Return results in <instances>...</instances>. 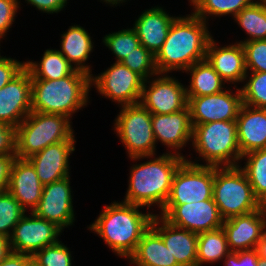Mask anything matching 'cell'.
Returning a JSON list of instances; mask_svg holds the SVG:
<instances>
[{
    "label": "cell",
    "instance_id": "40",
    "mask_svg": "<svg viewBox=\"0 0 266 266\" xmlns=\"http://www.w3.org/2000/svg\"><path fill=\"white\" fill-rule=\"evenodd\" d=\"M260 257L256 249L239 252H229L225 259V266H258Z\"/></svg>",
    "mask_w": 266,
    "mask_h": 266
},
{
    "label": "cell",
    "instance_id": "6",
    "mask_svg": "<svg viewBox=\"0 0 266 266\" xmlns=\"http://www.w3.org/2000/svg\"><path fill=\"white\" fill-rule=\"evenodd\" d=\"M192 146L206 166H238L242 158L237 140V123L214 121L192 125Z\"/></svg>",
    "mask_w": 266,
    "mask_h": 266
},
{
    "label": "cell",
    "instance_id": "20",
    "mask_svg": "<svg viewBox=\"0 0 266 266\" xmlns=\"http://www.w3.org/2000/svg\"><path fill=\"white\" fill-rule=\"evenodd\" d=\"M151 227L180 266H197L198 234L170 224L159 214L153 217Z\"/></svg>",
    "mask_w": 266,
    "mask_h": 266
},
{
    "label": "cell",
    "instance_id": "26",
    "mask_svg": "<svg viewBox=\"0 0 266 266\" xmlns=\"http://www.w3.org/2000/svg\"><path fill=\"white\" fill-rule=\"evenodd\" d=\"M61 38V50L58 51L75 69L92 76L90 66L88 64L85 65L94 47L89 33L83 27L73 25L66 33H63Z\"/></svg>",
    "mask_w": 266,
    "mask_h": 266
},
{
    "label": "cell",
    "instance_id": "9",
    "mask_svg": "<svg viewBox=\"0 0 266 266\" xmlns=\"http://www.w3.org/2000/svg\"><path fill=\"white\" fill-rule=\"evenodd\" d=\"M214 166L185 160L176 171L165 205L200 202L213 197Z\"/></svg>",
    "mask_w": 266,
    "mask_h": 266
},
{
    "label": "cell",
    "instance_id": "17",
    "mask_svg": "<svg viewBox=\"0 0 266 266\" xmlns=\"http://www.w3.org/2000/svg\"><path fill=\"white\" fill-rule=\"evenodd\" d=\"M230 252L256 249L266 232V210L264 205L251 213L234 216L223 221Z\"/></svg>",
    "mask_w": 266,
    "mask_h": 266
},
{
    "label": "cell",
    "instance_id": "46",
    "mask_svg": "<svg viewBox=\"0 0 266 266\" xmlns=\"http://www.w3.org/2000/svg\"><path fill=\"white\" fill-rule=\"evenodd\" d=\"M12 253L9 238L0 233V262Z\"/></svg>",
    "mask_w": 266,
    "mask_h": 266
},
{
    "label": "cell",
    "instance_id": "25",
    "mask_svg": "<svg viewBox=\"0 0 266 266\" xmlns=\"http://www.w3.org/2000/svg\"><path fill=\"white\" fill-rule=\"evenodd\" d=\"M128 260L134 266H180L152 227L143 234L136 251Z\"/></svg>",
    "mask_w": 266,
    "mask_h": 266
},
{
    "label": "cell",
    "instance_id": "4",
    "mask_svg": "<svg viewBox=\"0 0 266 266\" xmlns=\"http://www.w3.org/2000/svg\"><path fill=\"white\" fill-rule=\"evenodd\" d=\"M31 111L61 114L71 118L87 106L91 76L75 69L70 75L55 80L31 79Z\"/></svg>",
    "mask_w": 266,
    "mask_h": 266
},
{
    "label": "cell",
    "instance_id": "19",
    "mask_svg": "<svg viewBox=\"0 0 266 266\" xmlns=\"http://www.w3.org/2000/svg\"><path fill=\"white\" fill-rule=\"evenodd\" d=\"M75 142V140H64L49 145L28 158L43 185L70 176L69 156L75 151Z\"/></svg>",
    "mask_w": 266,
    "mask_h": 266
},
{
    "label": "cell",
    "instance_id": "50",
    "mask_svg": "<svg viewBox=\"0 0 266 266\" xmlns=\"http://www.w3.org/2000/svg\"><path fill=\"white\" fill-rule=\"evenodd\" d=\"M258 266H266V260L260 258L258 261Z\"/></svg>",
    "mask_w": 266,
    "mask_h": 266
},
{
    "label": "cell",
    "instance_id": "37",
    "mask_svg": "<svg viewBox=\"0 0 266 266\" xmlns=\"http://www.w3.org/2000/svg\"><path fill=\"white\" fill-rule=\"evenodd\" d=\"M69 248L61 241L46 246L32 256L38 266H72V258Z\"/></svg>",
    "mask_w": 266,
    "mask_h": 266
},
{
    "label": "cell",
    "instance_id": "38",
    "mask_svg": "<svg viewBox=\"0 0 266 266\" xmlns=\"http://www.w3.org/2000/svg\"><path fill=\"white\" fill-rule=\"evenodd\" d=\"M245 52L246 71L266 72V40L240 41Z\"/></svg>",
    "mask_w": 266,
    "mask_h": 266
},
{
    "label": "cell",
    "instance_id": "42",
    "mask_svg": "<svg viewBox=\"0 0 266 266\" xmlns=\"http://www.w3.org/2000/svg\"><path fill=\"white\" fill-rule=\"evenodd\" d=\"M15 153V128L0 121V155Z\"/></svg>",
    "mask_w": 266,
    "mask_h": 266
},
{
    "label": "cell",
    "instance_id": "5",
    "mask_svg": "<svg viewBox=\"0 0 266 266\" xmlns=\"http://www.w3.org/2000/svg\"><path fill=\"white\" fill-rule=\"evenodd\" d=\"M64 140H75L70 118L32 111L15 129V153L17 158L28 159Z\"/></svg>",
    "mask_w": 266,
    "mask_h": 266
},
{
    "label": "cell",
    "instance_id": "48",
    "mask_svg": "<svg viewBox=\"0 0 266 266\" xmlns=\"http://www.w3.org/2000/svg\"><path fill=\"white\" fill-rule=\"evenodd\" d=\"M103 2H105L106 4H110L111 6L112 5H117L119 3H122V2H126L127 0H101Z\"/></svg>",
    "mask_w": 266,
    "mask_h": 266
},
{
    "label": "cell",
    "instance_id": "16",
    "mask_svg": "<svg viewBox=\"0 0 266 266\" xmlns=\"http://www.w3.org/2000/svg\"><path fill=\"white\" fill-rule=\"evenodd\" d=\"M32 83L24 68L16 77L0 88V121L15 129L31 111Z\"/></svg>",
    "mask_w": 266,
    "mask_h": 266
},
{
    "label": "cell",
    "instance_id": "24",
    "mask_svg": "<svg viewBox=\"0 0 266 266\" xmlns=\"http://www.w3.org/2000/svg\"><path fill=\"white\" fill-rule=\"evenodd\" d=\"M175 18L157 6L142 12L133 25L140 44L155 56L165 42Z\"/></svg>",
    "mask_w": 266,
    "mask_h": 266
},
{
    "label": "cell",
    "instance_id": "21",
    "mask_svg": "<svg viewBox=\"0 0 266 266\" xmlns=\"http://www.w3.org/2000/svg\"><path fill=\"white\" fill-rule=\"evenodd\" d=\"M217 45L212 37L207 46L206 60L226 83L244 82L247 71L242 43Z\"/></svg>",
    "mask_w": 266,
    "mask_h": 266
},
{
    "label": "cell",
    "instance_id": "7",
    "mask_svg": "<svg viewBox=\"0 0 266 266\" xmlns=\"http://www.w3.org/2000/svg\"><path fill=\"white\" fill-rule=\"evenodd\" d=\"M240 166H214L212 198L224 220L251 213L263 206Z\"/></svg>",
    "mask_w": 266,
    "mask_h": 266
},
{
    "label": "cell",
    "instance_id": "44",
    "mask_svg": "<svg viewBox=\"0 0 266 266\" xmlns=\"http://www.w3.org/2000/svg\"><path fill=\"white\" fill-rule=\"evenodd\" d=\"M44 13H58L66 6L67 0H25Z\"/></svg>",
    "mask_w": 266,
    "mask_h": 266
},
{
    "label": "cell",
    "instance_id": "35",
    "mask_svg": "<svg viewBox=\"0 0 266 266\" xmlns=\"http://www.w3.org/2000/svg\"><path fill=\"white\" fill-rule=\"evenodd\" d=\"M25 212L9 191L0 193V233L9 238Z\"/></svg>",
    "mask_w": 266,
    "mask_h": 266
},
{
    "label": "cell",
    "instance_id": "2",
    "mask_svg": "<svg viewBox=\"0 0 266 266\" xmlns=\"http://www.w3.org/2000/svg\"><path fill=\"white\" fill-rule=\"evenodd\" d=\"M143 206L125 202H113L104 207L88 228L101 237L118 256L129 259L143 234L151 227L155 214L142 213Z\"/></svg>",
    "mask_w": 266,
    "mask_h": 266
},
{
    "label": "cell",
    "instance_id": "13",
    "mask_svg": "<svg viewBox=\"0 0 266 266\" xmlns=\"http://www.w3.org/2000/svg\"><path fill=\"white\" fill-rule=\"evenodd\" d=\"M30 215H24L19 220L9 237L12 252L33 256L44 247L59 242L60 227L33 212Z\"/></svg>",
    "mask_w": 266,
    "mask_h": 266
},
{
    "label": "cell",
    "instance_id": "3",
    "mask_svg": "<svg viewBox=\"0 0 266 266\" xmlns=\"http://www.w3.org/2000/svg\"><path fill=\"white\" fill-rule=\"evenodd\" d=\"M146 157L152 159L132 165L129 186L123 202L140 205L143 208L147 206V209L157 205L162 210L169 198L174 175L186 158L168 152L155 158L152 155L130 157V159L139 161Z\"/></svg>",
    "mask_w": 266,
    "mask_h": 266
},
{
    "label": "cell",
    "instance_id": "49",
    "mask_svg": "<svg viewBox=\"0 0 266 266\" xmlns=\"http://www.w3.org/2000/svg\"><path fill=\"white\" fill-rule=\"evenodd\" d=\"M258 1H259V2H258ZM258 1H255V0H254L255 3H257V4H259V5H261V6H263V7L266 8V0H258Z\"/></svg>",
    "mask_w": 266,
    "mask_h": 266
},
{
    "label": "cell",
    "instance_id": "51",
    "mask_svg": "<svg viewBox=\"0 0 266 266\" xmlns=\"http://www.w3.org/2000/svg\"><path fill=\"white\" fill-rule=\"evenodd\" d=\"M28 266H38L34 261H31Z\"/></svg>",
    "mask_w": 266,
    "mask_h": 266
},
{
    "label": "cell",
    "instance_id": "28",
    "mask_svg": "<svg viewBox=\"0 0 266 266\" xmlns=\"http://www.w3.org/2000/svg\"><path fill=\"white\" fill-rule=\"evenodd\" d=\"M31 79L55 80L70 75L75 68L56 49H47L40 62H25Z\"/></svg>",
    "mask_w": 266,
    "mask_h": 266
},
{
    "label": "cell",
    "instance_id": "10",
    "mask_svg": "<svg viewBox=\"0 0 266 266\" xmlns=\"http://www.w3.org/2000/svg\"><path fill=\"white\" fill-rule=\"evenodd\" d=\"M145 79L131 71L121 62H115L98 76H91V86L104 97L117 102L121 106L140 102Z\"/></svg>",
    "mask_w": 266,
    "mask_h": 266
},
{
    "label": "cell",
    "instance_id": "31",
    "mask_svg": "<svg viewBox=\"0 0 266 266\" xmlns=\"http://www.w3.org/2000/svg\"><path fill=\"white\" fill-rule=\"evenodd\" d=\"M234 20L249 35L245 41L266 40V8L254 1L243 8Z\"/></svg>",
    "mask_w": 266,
    "mask_h": 266
},
{
    "label": "cell",
    "instance_id": "18",
    "mask_svg": "<svg viewBox=\"0 0 266 266\" xmlns=\"http://www.w3.org/2000/svg\"><path fill=\"white\" fill-rule=\"evenodd\" d=\"M151 121L155 142L159 141L175 150L176 155L183 156L178 149L192 141L193 126L189 107L171 114H152Z\"/></svg>",
    "mask_w": 266,
    "mask_h": 266
},
{
    "label": "cell",
    "instance_id": "15",
    "mask_svg": "<svg viewBox=\"0 0 266 266\" xmlns=\"http://www.w3.org/2000/svg\"><path fill=\"white\" fill-rule=\"evenodd\" d=\"M69 177L43 185L41 199L33 210L36 216L56 224L62 230L75 221Z\"/></svg>",
    "mask_w": 266,
    "mask_h": 266
},
{
    "label": "cell",
    "instance_id": "12",
    "mask_svg": "<svg viewBox=\"0 0 266 266\" xmlns=\"http://www.w3.org/2000/svg\"><path fill=\"white\" fill-rule=\"evenodd\" d=\"M139 103L152 114L178 112L188 107L186 87L167 73H158L152 82L145 80Z\"/></svg>",
    "mask_w": 266,
    "mask_h": 266
},
{
    "label": "cell",
    "instance_id": "22",
    "mask_svg": "<svg viewBox=\"0 0 266 266\" xmlns=\"http://www.w3.org/2000/svg\"><path fill=\"white\" fill-rule=\"evenodd\" d=\"M43 184L36 170L28 159L16 158L10 176L8 191L27 210L31 212L38 206L41 199Z\"/></svg>",
    "mask_w": 266,
    "mask_h": 266
},
{
    "label": "cell",
    "instance_id": "47",
    "mask_svg": "<svg viewBox=\"0 0 266 266\" xmlns=\"http://www.w3.org/2000/svg\"><path fill=\"white\" fill-rule=\"evenodd\" d=\"M256 250L258 251L259 257L266 260V232L258 242Z\"/></svg>",
    "mask_w": 266,
    "mask_h": 266
},
{
    "label": "cell",
    "instance_id": "30",
    "mask_svg": "<svg viewBox=\"0 0 266 266\" xmlns=\"http://www.w3.org/2000/svg\"><path fill=\"white\" fill-rule=\"evenodd\" d=\"M246 163L240 167L251 187L254 195L262 205L266 204V148L249 152L242 156Z\"/></svg>",
    "mask_w": 266,
    "mask_h": 266
},
{
    "label": "cell",
    "instance_id": "29",
    "mask_svg": "<svg viewBox=\"0 0 266 266\" xmlns=\"http://www.w3.org/2000/svg\"><path fill=\"white\" fill-rule=\"evenodd\" d=\"M229 252L223 228L198 234L197 266L223 260Z\"/></svg>",
    "mask_w": 266,
    "mask_h": 266
},
{
    "label": "cell",
    "instance_id": "27",
    "mask_svg": "<svg viewBox=\"0 0 266 266\" xmlns=\"http://www.w3.org/2000/svg\"><path fill=\"white\" fill-rule=\"evenodd\" d=\"M185 72L191 74L190 85L186 86L187 97H201L222 92L225 81L205 59L189 67Z\"/></svg>",
    "mask_w": 266,
    "mask_h": 266
},
{
    "label": "cell",
    "instance_id": "34",
    "mask_svg": "<svg viewBox=\"0 0 266 266\" xmlns=\"http://www.w3.org/2000/svg\"><path fill=\"white\" fill-rule=\"evenodd\" d=\"M248 73L244 78L248 82L240 88L243 104L266 109V72H251V77Z\"/></svg>",
    "mask_w": 266,
    "mask_h": 266
},
{
    "label": "cell",
    "instance_id": "8",
    "mask_svg": "<svg viewBox=\"0 0 266 266\" xmlns=\"http://www.w3.org/2000/svg\"><path fill=\"white\" fill-rule=\"evenodd\" d=\"M152 113L140 103L121 107L115 119L114 131L130 157L155 155Z\"/></svg>",
    "mask_w": 266,
    "mask_h": 266
},
{
    "label": "cell",
    "instance_id": "32",
    "mask_svg": "<svg viewBox=\"0 0 266 266\" xmlns=\"http://www.w3.org/2000/svg\"><path fill=\"white\" fill-rule=\"evenodd\" d=\"M254 0H192L194 15L205 22L210 16L232 15L233 18L245 7L249 6Z\"/></svg>",
    "mask_w": 266,
    "mask_h": 266
},
{
    "label": "cell",
    "instance_id": "33",
    "mask_svg": "<svg viewBox=\"0 0 266 266\" xmlns=\"http://www.w3.org/2000/svg\"><path fill=\"white\" fill-rule=\"evenodd\" d=\"M102 42L116 56L115 62H121L128 54H131L141 45L134 28L107 34L103 37Z\"/></svg>",
    "mask_w": 266,
    "mask_h": 266
},
{
    "label": "cell",
    "instance_id": "1",
    "mask_svg": "<svg viewBox=\"0 0 266 266\" xmlns=\"http://www.w3.org/2000/svg\"><path fill=\"white\" fill-rule=\"evenodd\" d=\"M207 23L193 13L174 19L165 42L155 55L159 74L174 70L184 72L206 59L207 46L212 38Z\"/></svg>",
    "mask_w": 266,
    "mask_h": 266
},
{
    "label": "cell",
    "instance_id": "36",
    "mask_svg": "<svg viewBox=\"0 0 266 266\" xmlns=\"http://www.w3.org/2000/svg\"><path fill=\"white\" fill-rule=\"evenodd\" d=\"M121 63L131 71L141 75L145 80L158 75L155 65V56L143 45L138 46L131 54H128Z\"/></svg>",
    "mask_w": 266,
    "mask_h": 266
},
{
    "label": "cell",
    "instance_id": "14",
    "mask_svg": "<svg viewBox=\"0 0 266 266\" xmlns=\"http://www.w3.org/2000/svg\"><path fill=\"white\" fill-rule=\"evenodd\" d=\"M236 90V93L223 90L207 96L187 97L192 125L236 120L243 104L241 90Z\"/></svg>",
    "mask_w": 266,
    "mask_h": 266
},
{
    "label": "cell",
    "instance_id": "45",
    "mask_svg": "<svg viewBox=\"0 0 266 266\" xmlns=\"http://www.w3.org/2000/svg\"><path fill=\"white\" fill-rule=\"evenodd\" d=\"M31 261V255L12 252L0 262V266H28Z\"/></svg>",
    "mask_w": 266,
    "mask_h": 266
},
{
    "label": "cell",
    "instance_id": "39",
    "mask_svg": "<svg viewBox=\"0 0 266 266\" xmlns=\"http://www.w3.org/2000/svg\"><path fill=\"white\" fill-rule=\"evenodd\" d=\"M20 6L18 0H0V39L5 37L11 28Z\"/></svg>",
    "mask_w": 266,
    "mask_h": 266
},
{
    "label": "cell",
    "instance_id": "41",
    "mask_svg": "<svg viewBox=\"0 0 266 266\" xmlns=\"http://www.w3.org/2000/svg\"><path fill=\"white\" fill-rule=\"evenodd\" d=\"M25 68V62L13 58L0 59V88L4 87Z\"/></svg>",
    "mask_w": 266,
    "mask_h": 266
},
{
    "label": "cell",
    "instance_id": "43",
    "mask_svg": "<svg viewBox=\"0 0 266 266\" xmlns=\"http://www.w3.org/2000/svg\"><path fill=\"white\" fill-rule=\"evenodd\" d=\"M16 158V154L0 155V193L8 191L11 169Z\"/></svg>",
    "mask_w": 266,
    "mask_h": 266
},
{
    "label": "cell",
    "instance_id": "23",
    "mask_svg": "<svg viewBox=\"0 0 266 266\" xmlns=\"http://www.w3.org/2000/svg\"><path fill=\"white\" fill-rule=\"evenodd\" d=\"M236 123L242 156L266 148V109L242 104Z\"/></svg>",
    "mask_w": 266,
    "mask_h": 266
},
{
    "label": "cell",
    "instance_id": "11",
    "mask_svg": "<svg viewBox=\"0 0 266 266\" xmlns=\"http://www.w3.org/2000/svg\"><path fill=\"white\" fill-rule=\"evenodd\" d=\"M170 224L196 234L222 228L224 219L213 198L179 205H164L161 215Z\"/></svg>",
    "mask_w": 266,
    "mask_h": 266
}]
</instances>
